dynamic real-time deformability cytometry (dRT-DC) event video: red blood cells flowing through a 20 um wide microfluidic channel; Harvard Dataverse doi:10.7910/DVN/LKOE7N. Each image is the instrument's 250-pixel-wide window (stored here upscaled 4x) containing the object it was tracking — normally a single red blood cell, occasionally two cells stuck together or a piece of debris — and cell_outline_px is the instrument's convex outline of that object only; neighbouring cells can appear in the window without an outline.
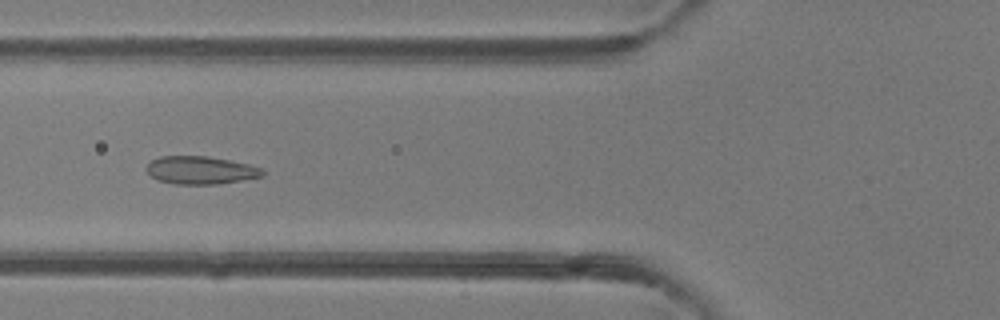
{"species": "common noctule bat (a hibernating species)", "species_latin": "Nyctalus noctula", "temperature_condition": "room temperature", "stored_images_in_passage": 36, "camera_frame_rate_fps": 3000, "um_per_image_px": 0.085, "animal": {"sex": "female"}, "frame": {"image": 1, "passage_image": 18, "time_ms": 5.667, "image_size_px": [1000, 320], "cell_outline_px": [[264, 176], [216, 184], [176, 184], [156, 180], [144, 168], [152, 160], [160, 156], [208, 156], [248, 164], [264, 168]], "centroid_in_image_um": [17.04, 14.46], "position_along_channel_um": 108.8, "area_um2": 18.84}}
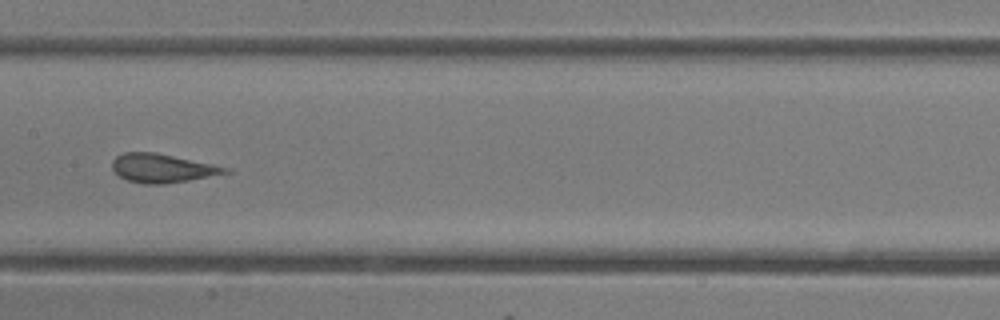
{"frame": {"image": 2, "passage_image": 24, "time_ms": 7.667, "image_size_px": [1000, 320], "cell_outline_px": [[232, 172], [188, 180], [164, 184], [144, 184], [128, 180], [120, 176], [112, 168], [112, 160], [116, 156], [124, 152], [156, 152], [232, 168]], "centroid_in_image_um": [13.81, 14.29], "position_along_channel_um": 193.6, "area_um2": 18.9}}
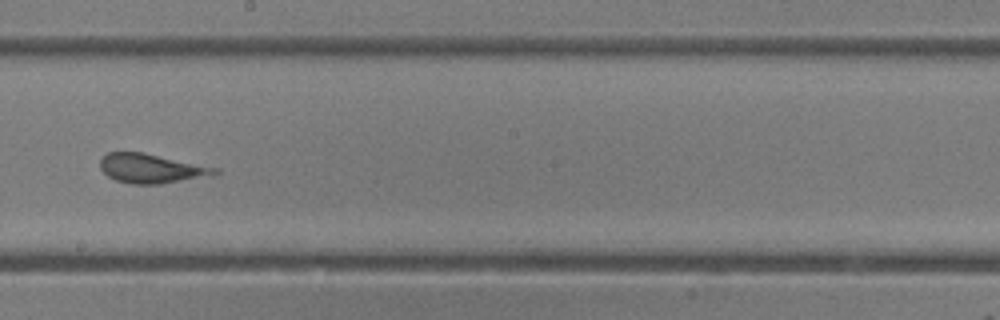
{"frame": {"image": 3, "passage_image": 27, "time_ms": 8.667, "image_size_px": [1000, 320], "cell_outline_px": [[220, 172], [212, 176], [160, 184], [132, 184], [116, 180], [108, 176], [100, 168], [100, 156], [108, 152], [144, 152], [220, 168]], "centroid_in_image_um": [12.89, 14.31], "position_along_channel_um": 235.3, "area_um2": 19.88}}